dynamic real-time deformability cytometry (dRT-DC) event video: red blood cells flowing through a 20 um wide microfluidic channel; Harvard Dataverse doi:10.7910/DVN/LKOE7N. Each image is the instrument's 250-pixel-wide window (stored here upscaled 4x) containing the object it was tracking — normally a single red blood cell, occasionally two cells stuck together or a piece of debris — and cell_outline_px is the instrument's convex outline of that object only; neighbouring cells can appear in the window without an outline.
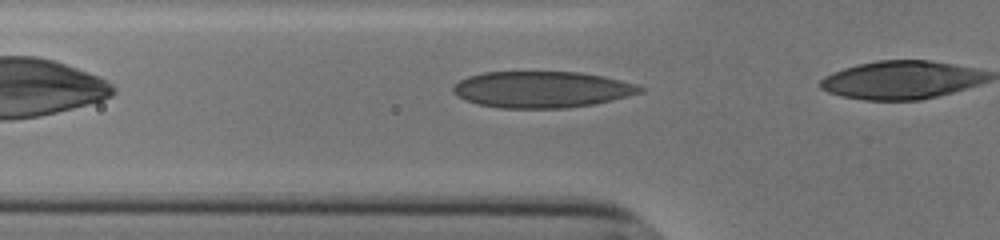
{"species": "human", "species_latin": "Homo sapiens", "temperature_condition": "cold", "stored_images_in_passage": 4, "camera_frame_rate_fps": 3000, "um_per_image_px": 0.085, "donor": {"sex": "male"}, "frame": {"image": 1, "passage_image": 2, "time_ms": 0.333, "image_size_px": [1000, 240], "cell_outline_px": [[644, 92], [596, 104], [564, 108], [500, 108], [480, 104], [464, 100], [456, 96], [452, 92], [452, 88], [460, 80], [468, 76], [484, 72], [580, 72], [604, 76], [636, 84], [644, 88]], "centroid_in_image_um": [46.06, 7.61], "position_along_channel_um": 79.7, "area_um2": 39.77}}